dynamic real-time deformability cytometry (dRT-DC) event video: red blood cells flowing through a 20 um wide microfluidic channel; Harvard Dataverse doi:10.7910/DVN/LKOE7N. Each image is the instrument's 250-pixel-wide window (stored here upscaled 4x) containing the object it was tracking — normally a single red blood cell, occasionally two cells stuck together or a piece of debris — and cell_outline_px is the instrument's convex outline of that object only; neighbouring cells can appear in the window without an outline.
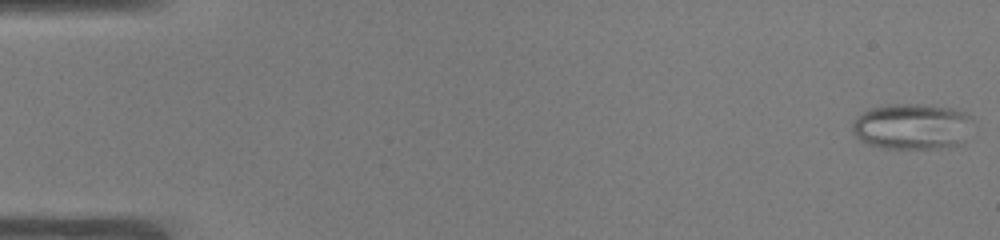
{"species": "common noctule bat (a hibernating species)", "species_latin": "Nyctalus noctula", "temperature_condition": "warm", "stored_images_in_passage": 51, "camera_frame_rate_fps": 3000, "um_per_image_px": 0.085, "animal": {"sex": "male", "body_mass_g": 19.0, "forearm_length_mm": 50.8}, "frame": {"image": 1, "passage_image": 1, "time_ms": 0.0, "image_size_px": [1000, 240], "cell_outline_px": [[972, 120], [956, 144], [936, 148], [884, 148], [860, 140], [852, 132], [852, 124], [856, 116], [868, 108], [888, 104], [920, 104], [952, 108], [968, 112], [972, 116]], "centroid_in_image_um": [77.43, 10.71], "position_along_channel_um": 7.6, "area_um2": 31.73}}
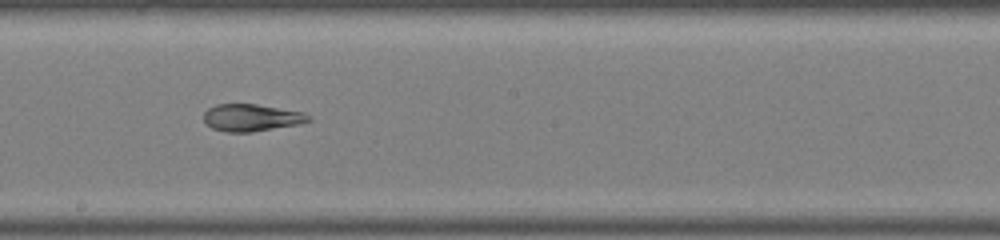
{"frame": {"image": 2, "passage_image": 29, "time_ms": 9.333, "image_size_px": [1000, 240], "cell_outline_px": [[312, 120], [300, 124], [252, 132], [228, 132], [212, 128], [204, 120], [204, 112], [208, 108], [216, 104], [256, 104], [304, 112], [312, 116]], "centroid_in_image_um": [21.41, 10.0], "position_along_channel_um": 226.8, "area_um2": 16.65}}
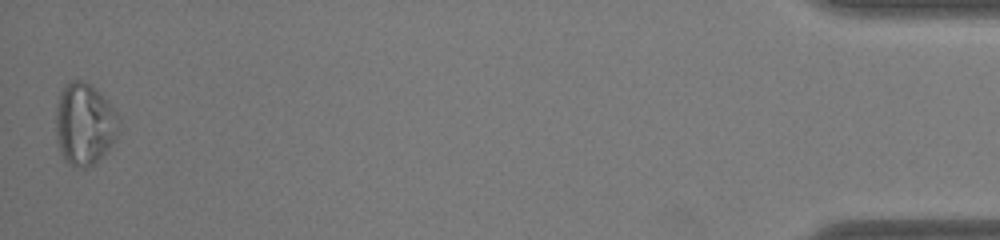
{"frame": {"image": 3, "passage_image": 51, "time_ms": 16.667, "image_size_px": [1000, 240], "cell_outline_px": [[120, 120], [112, 144], [96, 164], [84, 168], [76, 168], [68, 164], [64, 160], [60, 148], [56, 132], [56, 108], [60, 92], [64, 84], [72, 80], [84, 80], [92, 84], [120, 116]], "centroid_in_image_um": [7.17, 10.54], "position_along_channel_um": 428.0, "area_um2": 30.23}, "authors_computed_cell_mechanics": {"area_um2": 22.253, "velocity_mm_per_s": 3.9403, "shape_relaxation_time_tau1_ms": null, "shape_relaxation_time_tau2_ms": 1.5089, "deformation_change_tau1": null, "deformation_change_tau2": 0.0642}}